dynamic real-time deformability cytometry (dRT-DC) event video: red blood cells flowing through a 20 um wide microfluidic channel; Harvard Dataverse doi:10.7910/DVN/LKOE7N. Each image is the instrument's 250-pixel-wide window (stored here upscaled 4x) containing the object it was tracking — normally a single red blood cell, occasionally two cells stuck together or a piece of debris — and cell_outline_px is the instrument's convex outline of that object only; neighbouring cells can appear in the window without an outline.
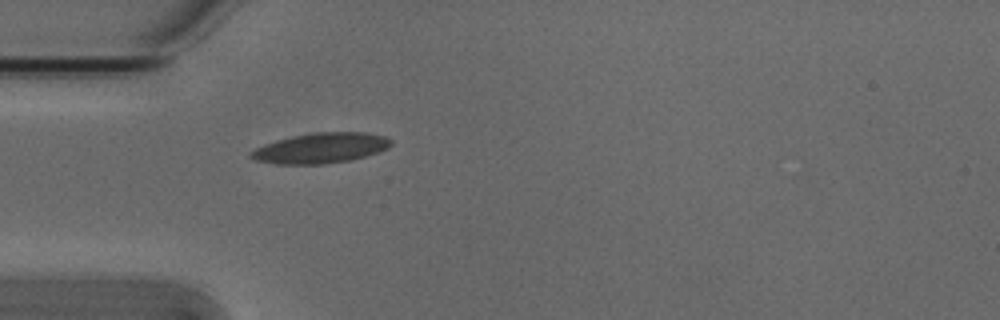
{"species": "Egyptian fruit bat (a non-hibernating species)", "species_latin": "Rousettus aegyptiacus", "temperature_condition": "cold", "stored_images_in_passage": 4, "camera_frame_rate_fps": 3000, "um_per_image_px": 0.085, "animal": {"sex": "male"}, "frame": {"image": 1, "passage_image": 4, "time_ms": 1.0, "image_size_px": [1000, 320], "cell_outline_px": [[392, 144], [388, 148], [364, 156], [348, 160], [320, 164], [276, 164], [256, 160], [248, 156], [248, 152], [264, 144], [276, 140], [292, 136], [316, 132], [364, 132], [384, 136], [392, 140]], "centroid_in_image_um": [27.22, 12.58], "position_along_channel_um": 57.8, "area_um2": 24.57}}